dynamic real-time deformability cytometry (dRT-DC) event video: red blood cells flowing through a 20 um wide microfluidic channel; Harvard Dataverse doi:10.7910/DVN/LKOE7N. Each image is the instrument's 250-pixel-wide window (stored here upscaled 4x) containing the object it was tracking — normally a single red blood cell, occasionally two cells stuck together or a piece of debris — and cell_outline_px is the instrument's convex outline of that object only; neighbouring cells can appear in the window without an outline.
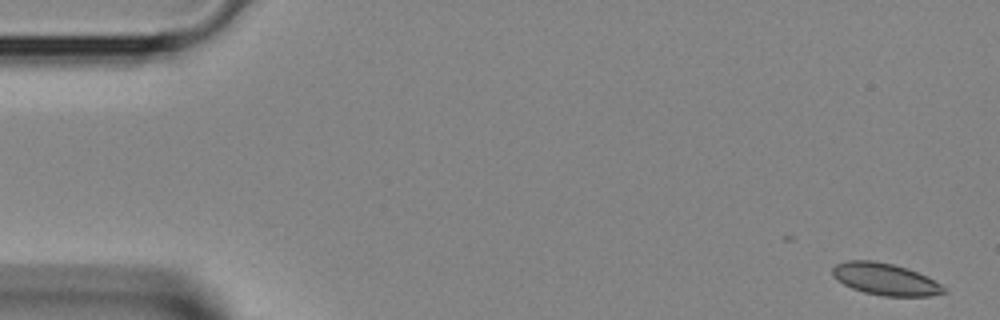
{"species": "Egyptian fruit bat (a non-hibernating species)", "species_latin": "Rousettus aegyptiacus", "temperature_condition": "room temperature", "stored_images_in_passage": 4, "camera_frame_rate_fps": 3000, "um_per_image_px": 0.085, "animal": {"sex": "female"}, "frame": {"image": 1, "passage_image": 1, "time_ms": 0.0, "image_size_px": [1000, 320], "cell_outline_px": [[948, 292], [932, 296], [884, 296], [864, 292], [852, 288], [844, 284], [832, 276], [832, 268], [836, 264], [848, 260], [872, 260], [892, 264], [916, 272], [948, 288]], "centroid_in_image_um": [75.24, 23.74], "position_along_channel_um": 9.8, "area_um2": 20.52}}
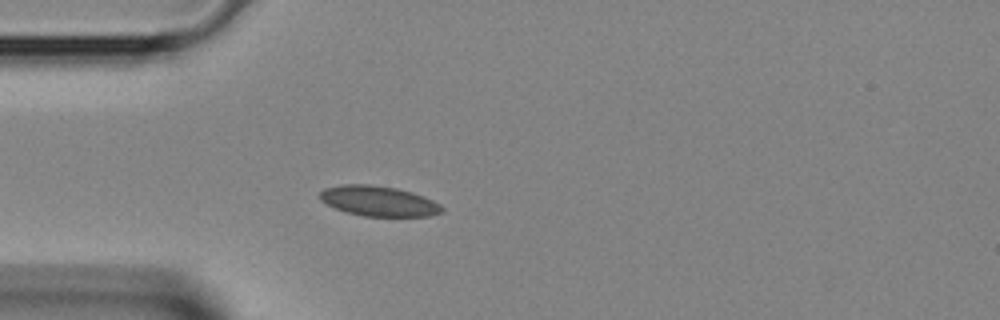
{"frame": {"image": 2, "passage_image": 4, "time_ms": 1.0, "image_size_px": [1000, 320], "cell_outline_px": [[444, 212], [428, 216], [364, 216], [348, 212], [336, 208], [320, 200], [320, 192], [324, 188], [340, 184], [368, 184], [396, 188], [412, 192], [424, 196], [440, 204], [444, 208]], "centroid_in_image_um": [32.2, 17.08], "position_along_channel_um": 52.8, "area_um2": 21.44}}